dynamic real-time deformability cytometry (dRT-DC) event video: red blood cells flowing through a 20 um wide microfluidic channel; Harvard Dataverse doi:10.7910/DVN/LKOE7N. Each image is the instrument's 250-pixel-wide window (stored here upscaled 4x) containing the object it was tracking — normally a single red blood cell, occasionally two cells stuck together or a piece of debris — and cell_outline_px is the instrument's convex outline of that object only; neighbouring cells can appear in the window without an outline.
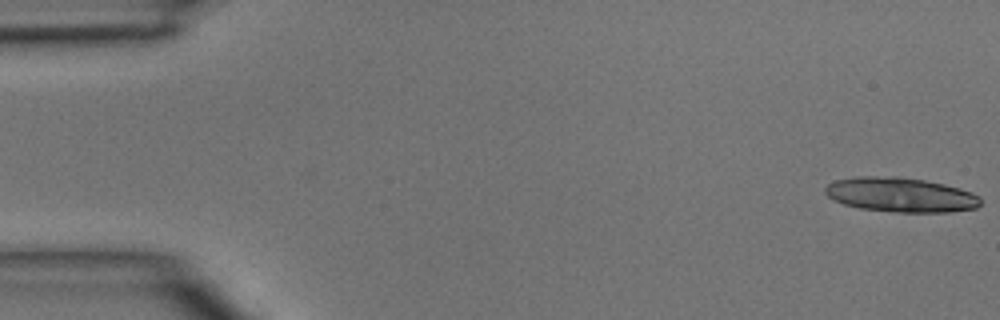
{"species": "common noctule bat (a hibernating species)", "species_latin": "Nyctalus noctula", "temperature_condition": "room temperature", "stored_images_in_passage": 17, "camera_frame_rate_fps": 3000, "um_per_image_px": 0.085, "animal": {"sex": "male", "body_mass_g": 15.6}, "frame": {"image": 1, "passage_image": 1, "time_ms": 0.0, "image_size_px": [1000, 320], "cell_outline_px": [[980, 204], [976, 208], [948, 212], [892, 212], [860, 208], [844, 204], [832, 200], [824, 192], [824, 188], [828, 184], [836, 180], [856, 176], [896, 176], [924, 180], [944, 184], [960, 188], [972, 192], [980, 196]], "centroid_in_image_um": [76.54, 16.55], "position_along_channel_um": 8.5, "area_um2": 31.44}}
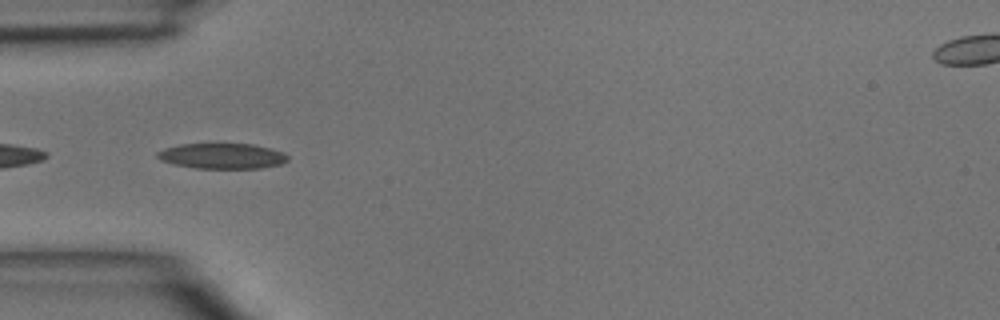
{"frame": {"image": 2, "passage_image": 15, "time_ms": 4.667, "image_size_px": [1000, 320], "cell_outline_px": [[288, 160], [280, 164], [260, 168], [196, 168], [176, 164], [160, 160], [156, 156], [156, 152], [164, 148], [180, 144], [256, 144], [272, 148], [284, 152], [288, 156]], "centroid_in_image_um": [18.9, 13.25], "position_along_channel_um": 66.1, "area_um2": 19.36}}